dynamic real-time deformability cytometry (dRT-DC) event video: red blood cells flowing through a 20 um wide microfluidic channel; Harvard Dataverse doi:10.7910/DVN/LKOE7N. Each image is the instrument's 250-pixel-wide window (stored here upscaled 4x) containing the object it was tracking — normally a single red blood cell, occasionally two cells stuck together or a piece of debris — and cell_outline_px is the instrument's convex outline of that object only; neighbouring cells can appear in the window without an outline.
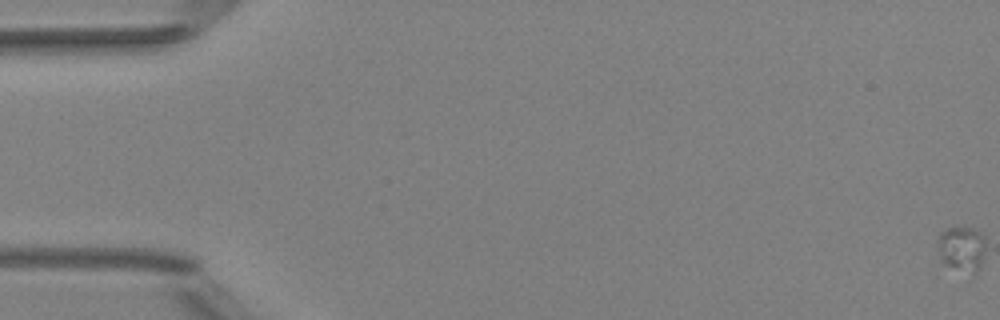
{"species": "Egyptian fruit bat (a non-hibernating species)", "species_latin": "Rousettus aegyptiacus", "temperature_condition": "room temperature", "stored_images_in_passage": 15, "segment_of_instrument_passage": [1, 2], "camera_frame_rate_fps": 3000, "um_per_image_px": 0.085, "animal": {"sex": "female"}, "frame": {"image": 1, "passage_image": 1, "time_ms": 0.0, "image_size_px": [1000, 320], "cell_outline_px": [[984, 252], [980, 268], [972, 280], [944, 264], [940, 260], [936, 240], [940, 232], [948, 228], [972, 228], [980, 232], [984, 236]], "centroid_in_image_um": [81.74, 21.25], "position_along_channel_um": 3.3, "area_um2": 13.47}}